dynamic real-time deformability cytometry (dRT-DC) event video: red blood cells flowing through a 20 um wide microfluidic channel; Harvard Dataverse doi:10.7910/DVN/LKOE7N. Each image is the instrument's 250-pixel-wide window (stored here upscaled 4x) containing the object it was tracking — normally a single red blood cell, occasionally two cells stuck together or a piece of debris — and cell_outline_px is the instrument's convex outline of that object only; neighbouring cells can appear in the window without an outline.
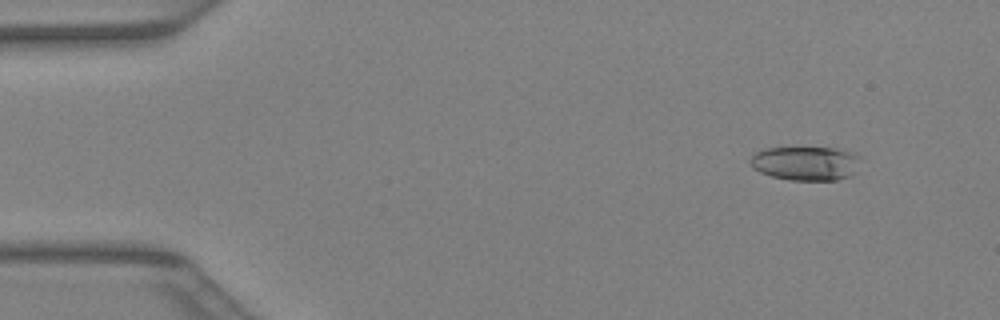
{"species": "Egyptian fruit bat (a non-hibernating species)", "species_latin": "Rousettus aegyptiacus", "temperature_condition": "warm", "stored_images_in_passage": 40, "camera_frame_rate_fps": 3000, "um_per_image_px": 0.085, "animal": {"sex": "female"}, "frame": {"image": 1, "passage_image": 3, "time_ms": 0.667, "image_size_px": [1000, 320], "cell_outline_px": [[860, 156], [856, 172], [848, 176], [836, 180], [792, 180], [772, 176], [760, 172], [752, 168], [748, 160], [756, 152], [764, 148], [836, 148]], "centroid_in_image_um": [68.45, 13.88], "position_along_channel_um": 16.6, "area_um2": 21.79}}
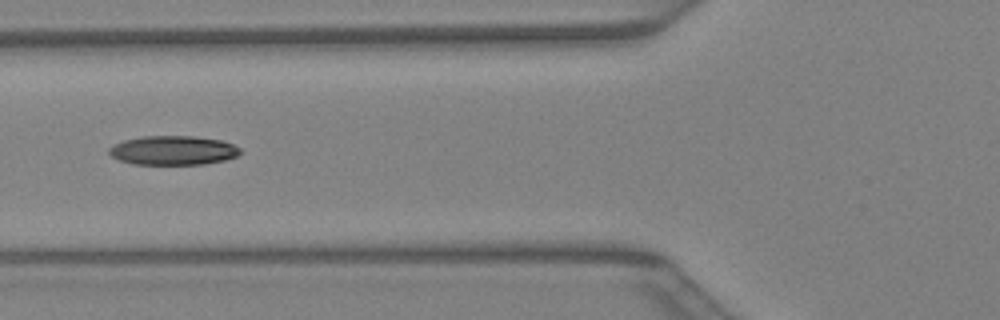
{"frame": {"image": 2, "passage_image": 15, "time_ms": 4.667, "image_size_px": [1000, 320], "cell_outline_px": [[240, 152], [236, 156], [224, 160], [204, 164], [132, 164], [120, 160], [112, 156], [108, 152], [108, 148], [112, 144], [124, 140], [140, 136], [192, 136], [220, 140], [232, 144], [240, 148]], "centroid_in_image_um": [14.66, 12.78], "position_along_channel_um": 111.1, "area_um2": 22.25}}
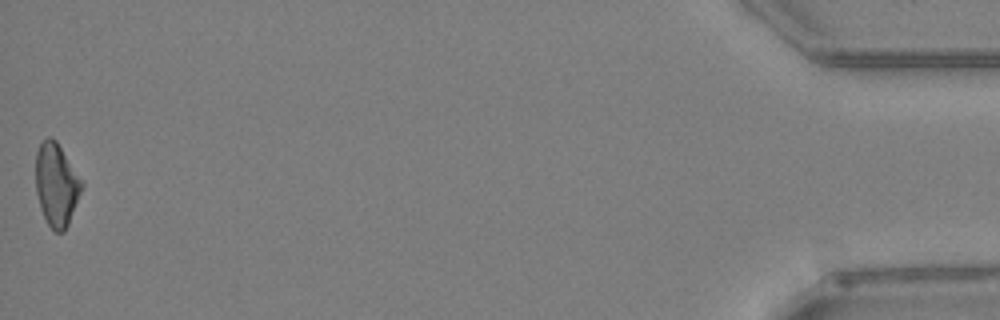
{"frame": {"image": 3, "passage_image": 40, "time_ms": 13.0, "image_size_px": [1000, 320], "cell_outline_px": [[84, 184], [68, 224], [64, 232], [56, 232], [48, 224], [40, 208], [36, 192], [36, 152], [40, 144], [48, 136], [52, 136], [56, 140], [84, 180]], "centroid_in_image_um": [4.81, 15.66], "position_along_channel_um": 430.4, "area_um2": 22.37}}